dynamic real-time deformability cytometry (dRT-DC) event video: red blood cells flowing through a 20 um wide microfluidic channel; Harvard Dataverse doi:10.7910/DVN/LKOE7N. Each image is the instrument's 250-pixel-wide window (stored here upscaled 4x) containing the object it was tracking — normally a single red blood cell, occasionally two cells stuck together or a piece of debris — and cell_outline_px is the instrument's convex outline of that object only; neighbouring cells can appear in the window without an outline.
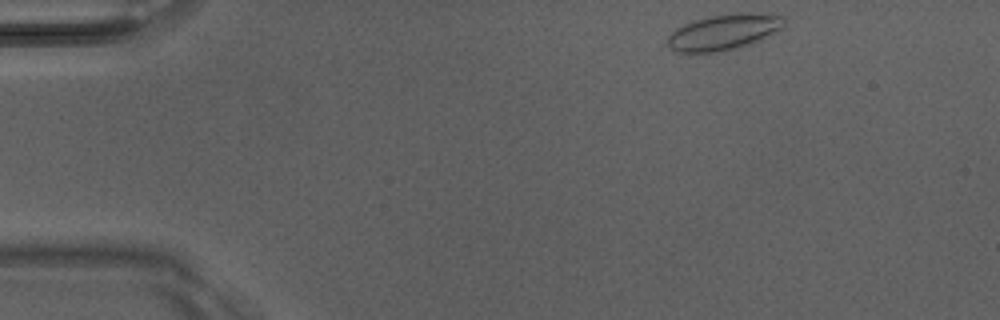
{"species": "Egyptian fruit bat (a non-hibernating species)", "species_latin": "Rousettus aegyptiacus", "temperature_condition": "room temperature", "stored_images_in_passage": 4, "camera_frame_rate_fps": 3000, "um_per_image_px": 0.085, "animal": {"sex": "male"}, "frame": {"image": 1, "passage_image": 1, "time_ms": 0.0, "image_size_px": [1000, 320], "cell_outline_px": [[784, 24], [772, 36], [752, 44], [736, 48], [716, 52], [676, 52], [668, 44], [668, 36], [676, 28], [684, 24], [696, 20], [712, 16], [736, 12], [752, 12], [784, 16]], "centroid_in_image_um": [61.58, 2.72], "position_along_channel_um": 23.4, "area_um2": 24.33}}